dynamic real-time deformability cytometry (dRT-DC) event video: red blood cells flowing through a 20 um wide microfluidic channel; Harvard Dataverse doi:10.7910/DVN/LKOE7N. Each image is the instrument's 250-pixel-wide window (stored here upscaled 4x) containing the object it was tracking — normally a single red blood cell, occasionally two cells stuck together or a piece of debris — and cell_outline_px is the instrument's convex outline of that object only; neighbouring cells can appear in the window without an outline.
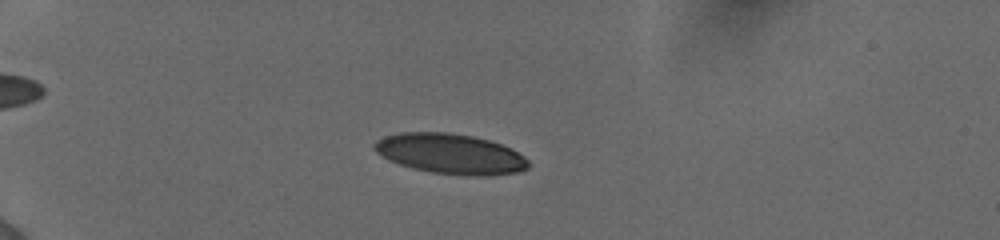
{"species": "human", "species_latin": "Homo sapiens", "temperature_condition": "cold", "stored_images_in_passage": 56, "camera_frame_rate_fps": 3000, "um_per_image_px": 0.085, "donor": {"sex": "female"}, "frame": {"image": 1, "passage_image": 17, "time_ms": 5.333, "image_size_px": [1000, 240], "cell_outline_px": [[528, 168], [520, 172], [488, 176], [476, 176], [432, 172], [412, 168], [388, 160], [376, 152], [372, 148], [372, 144], [376, 140], [384, 136], [400, 132], [448, 132], [472, 136], [488, 140], [512, 148], [524, 156], [528, 160]], "centroid_in_image_um": [38.27, 13.07], "position_along_channel_um": 46.7, "area_um2": 36.24}}
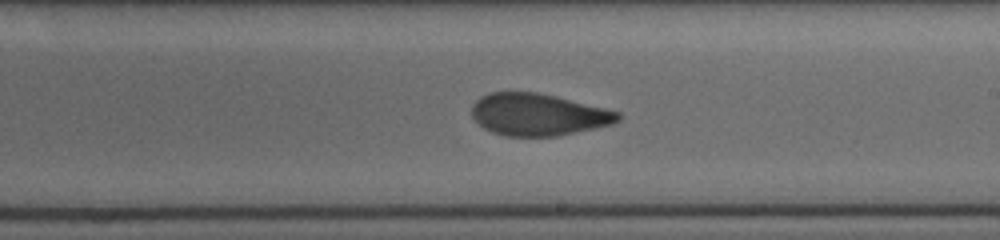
{"frame": {"image": 2, "passage_image": 36, "time_ms": 11.667, "image_size_px": [1000, 240], "cell_outline_px": [[620, 120], [612, 124], [596, 128], [556, 136], [504, 136], [492, 132], [484, 128], [472, 116], [472, 104], [480, 96], [488, 92], [536, 92], [556, 96], [620, 112]], "centroid_in_image_um": [45.73, 9.73], "position_along_channel_um": 243.3, "area_um2": 35.78}}
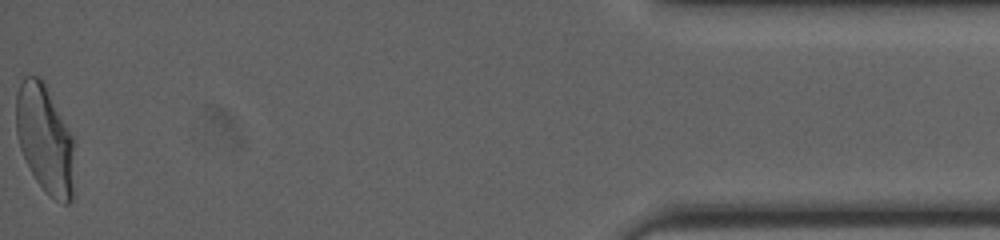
{"frame": {"image": 3, "passage_image": 56, "time_ms": 18.333, "image_size_px": [1000, 240], "cell_outline_px": [[72, 200], [68, 204], [64, 204], [48, 196], [36, 180], [20, 148], [16, 132], [16, 92], [24, 76], [40, 76], [44, 80], [72, 136]], "centroid_in_image_um": [3.79, 11.78], "position_along_channel_um": 431.4, "area_um2": 36.41}, "authors_computed_cell_mechanics": {"area_um2": 35.8938, "velocity_mm_per_s": 3.8808, "shape_relaxation_time_tau1_ms": 5.1904, "shape_relaxation_time_tau2_ms": 1.1107, "deformation_change_tau1": 0.1797, "deformation_change_tau2": 0.0698}}